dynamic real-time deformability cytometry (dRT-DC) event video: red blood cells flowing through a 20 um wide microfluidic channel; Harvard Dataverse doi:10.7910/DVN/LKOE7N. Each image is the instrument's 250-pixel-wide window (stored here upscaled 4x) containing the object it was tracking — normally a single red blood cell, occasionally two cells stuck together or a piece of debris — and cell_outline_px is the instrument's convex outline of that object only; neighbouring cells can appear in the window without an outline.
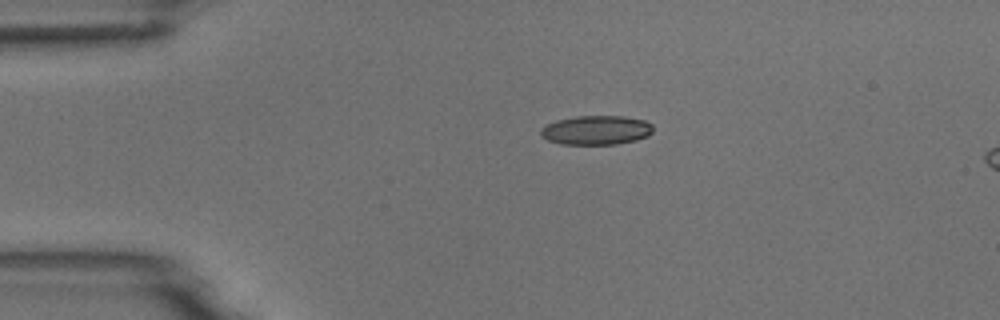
{"species": "common noctule bat (a hibernating species)", "species_latin": "Nyctalus noctula", "temperature_condition": "room temperature", "stored_images_in_passage": 44, "camera_frame_rate_fps": 3000, "um_per_image_px": 0.085, "animal": {"sex": "male", "body_mass_g": 18.8}, "frame": {"image": 1, "passage_image": 1, "time_ms": 0.0, "image_size_px": [1000, 320], "cell_outline_px": [[652, 132], [648, 136], [636, 140], [616, 144], [564, 144], [548, 140], [540, 136], [540, 128], [556, 120], [576, 116], [624, 116], [644, 120], [652, 124]], "centroid_in_image_um": [50.68, 11.06], "position_along_channel_um": 34.3, "area_um2": 19.13}}
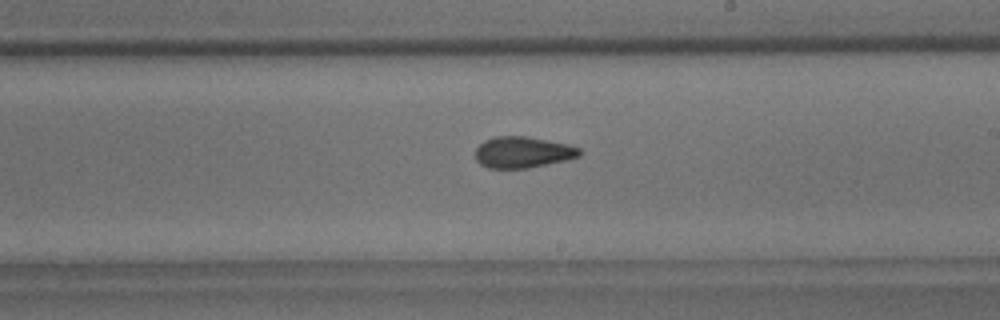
{"frame": {"image": 2, "passage_image": 21, "time_ms": 6.667, "image_size_px": [1000, 320], "cell_outline_px": [[580, 156], [568, 160], [528, 168], [488, 168], [480, 164], [476, 160], [476, 148], [484, 140], [496, 136], [528, 136], [568, 144], [580, 148]], "centroid_in_image_um": [44.44, 12.94], "position_along_channel_um": 244.6, "area_um2": 19.07}}
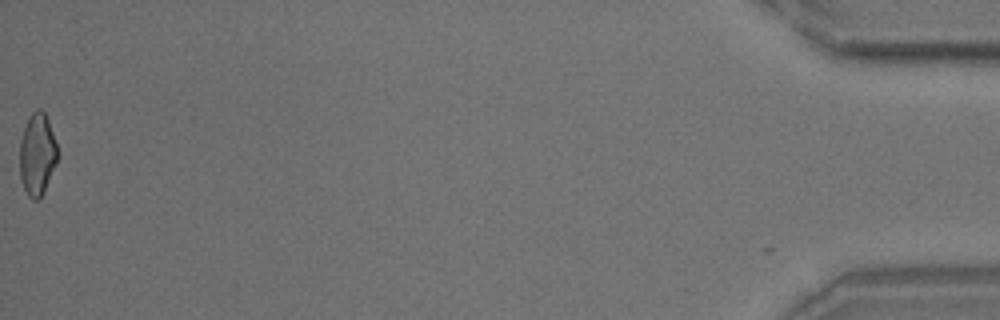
{"frame": {"image": 3, "passage_image": 44, "time_ms": 14.333, "image_size_px": [1000, 320], "cell_outline_px": [[56, 164], [44, 192], [36, 200], [32, 200], [28, 196], [20, 180], [20, 140], [28, 116], [36, 108], [40, 108], [44, 112], [48, 120], [56, 144]], "centroid_in_image_um": [3.14, 13.11], "position_along_channel_um": 432.1, "area_um2": 17.98}, "authors_computed_cell_mechanics": {"area_um2": 18.9584, "velocity_mm_per_s": 3.7458, "shape_relaxation_time_tau1_ms": 5.9922, "shape_relaxation_time_tau2_ms": 1.7325, "deformation_change_tau1": 0.1676, "deformation_change_tau2": 0.0736}}